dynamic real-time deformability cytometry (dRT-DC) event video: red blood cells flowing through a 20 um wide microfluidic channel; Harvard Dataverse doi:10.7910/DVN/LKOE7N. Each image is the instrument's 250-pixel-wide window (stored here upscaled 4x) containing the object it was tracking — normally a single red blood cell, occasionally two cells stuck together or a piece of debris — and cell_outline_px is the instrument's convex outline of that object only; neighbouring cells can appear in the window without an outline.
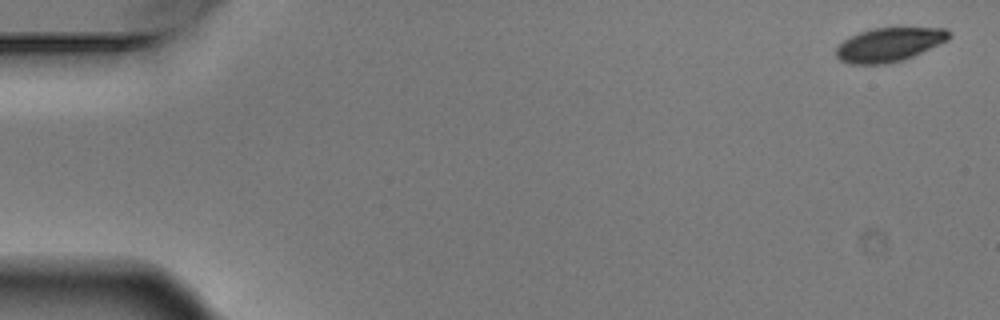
{"species": "Egyptian fruit bat (a non-hibernating species)", "species_latin": "Rousettus aegyptiacus", "temperature_condition": "warm", "stored_images_in_passage": 4, "camera_frame_rate_fps": 3000, "um_per_image_px": 0.085, "animal": {"sex": "male"}, "frame": {"image": 1, "passage_image": 1, "time_ms": 0.0, "image_size_px": [1000, 320], "cell_outline_px": [[952, 36], [948, 40], [912, 56], [888, 64], [848, 64], [840, 60], [836, 56], [836, 48], [844, 40], [860, 32], [872, 28], [944, 28], [952, 32]], "centroid_in_image_um": [75.58, 3.79], "position_along_channel_um": 9.4, "area_um2": 22.14}}
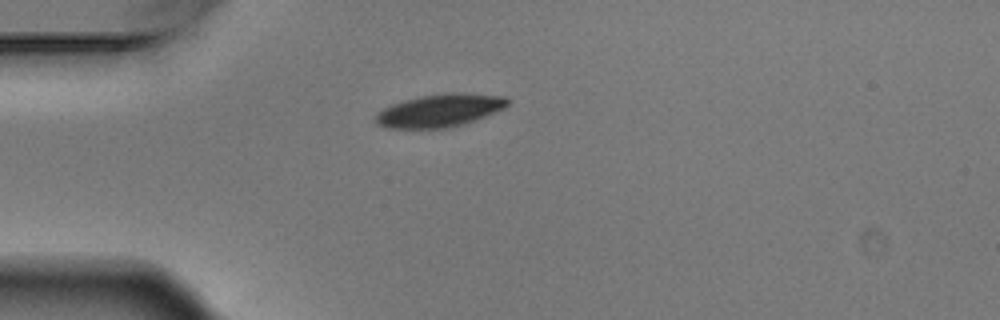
{"frame": {"image": 2, "passage_image": 4, "time_ms": 1.0, "image_size_px": [1000, 320], "cell_outline_px": [[508, 104], [504, 108], [476, 120], [448, 128], [388, 128], [376, 124], [376, 112], [392, 104], [404, 100], [420, 96], [444, 92], [464, 92], [504, 96], [508, 100]], "centroid_in_image_um": [37.38, 9.38], "position_along_channel_um": 47.6, "area_um2": 25.37}}